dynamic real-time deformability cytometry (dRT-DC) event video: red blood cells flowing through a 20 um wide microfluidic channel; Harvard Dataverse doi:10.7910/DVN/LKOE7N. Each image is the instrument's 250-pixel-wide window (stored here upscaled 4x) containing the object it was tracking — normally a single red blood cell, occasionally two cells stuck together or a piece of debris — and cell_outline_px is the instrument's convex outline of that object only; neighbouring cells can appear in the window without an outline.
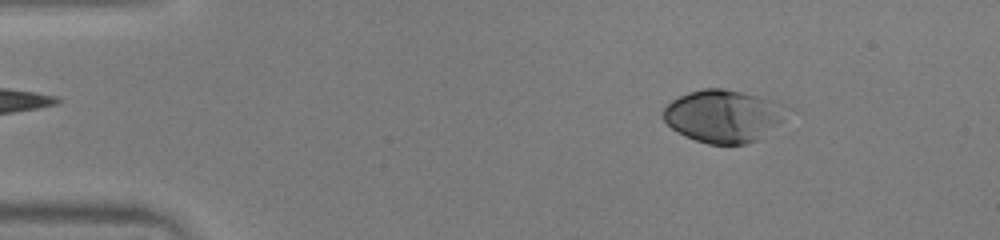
{"species": "human", "species_latin": "Homo sapiens", "temperature_condition": "warm", "stored_images_in_passage": 51, "camera_frame_rate_fps": 3000, "um_per_image_px": 0.085, "donor": {"sex": "male"}, "frame": {"image": 1, "passage_image": 7, "time_ms": 2.0, "image_size_px": [1000, 240], "cell_outline_px": [[780, 120], [776, 124], [756, 140], [748, 144], [708, 144], [684, 136], [676, 132], [664, 120], [664, 108], [672, 100], [688, 92], [704, 88], [724, 88], [760, 96], [780, 104]], "centroid_in_image_um": [61.35, 9.86], "position_along_channel_um": 23.6, "area_um2": 36.76}}
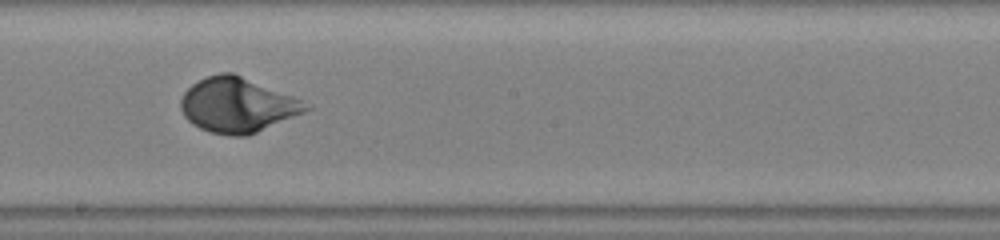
{"frame": {"image": 2, "passage_image": 29, "time_ms": 9.333, "image_size_px": [1000, 240], "cell_outline_px": [[312, 108], [304, 112], [248, 136], [228, 136], [208, 132], [192, 124], [184, 116], [180, 108], [180, 100], [184, 92], [192, 84], [208, 76], [220, 72], [232, 72], [292, 96], [300, 100]], "centroid_in_image_um": [20.13, 8.94], "position_along_channel_um": 228.1, "area_um2": 39.65}}
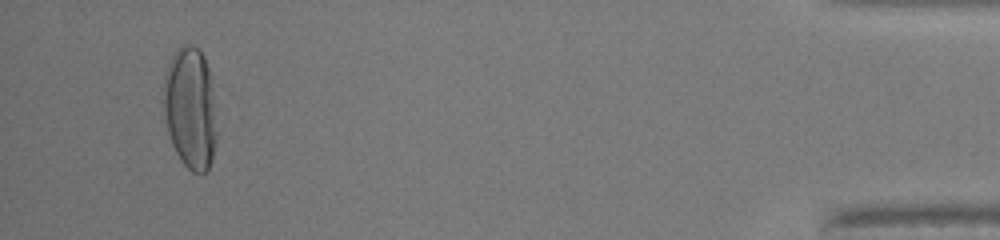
{"frame": {"image": 3, "passage_image": 49, "time_ms": 16.0, "image_size_px": [1000, 240], "cell_outline_px": [[224, 120], [212, 160], [208, 168], [204, 172], [192, 172], [180, 160], [172, 144], [168, 132], [164, 116], [164, 72], [176, 48], [180, 44], [192, 44], [200, 48], [204, 56], [208, 68]], "centroid_in_image_um": [16.29, 9.18], "position_along_channel_um": 418.9, "area_um2": 40.29}, "authors_computed_cell_mechanics": {"area_um2": 37.9746, "velocity_mm_per_s": 3.963, "shape_relaxation_time_tau1_ms": 2.8557, "shape_relaxation_time_tau2_ms": null, "deformation_change_tau1": 0.1983, "deformation_change_tau2": null}}